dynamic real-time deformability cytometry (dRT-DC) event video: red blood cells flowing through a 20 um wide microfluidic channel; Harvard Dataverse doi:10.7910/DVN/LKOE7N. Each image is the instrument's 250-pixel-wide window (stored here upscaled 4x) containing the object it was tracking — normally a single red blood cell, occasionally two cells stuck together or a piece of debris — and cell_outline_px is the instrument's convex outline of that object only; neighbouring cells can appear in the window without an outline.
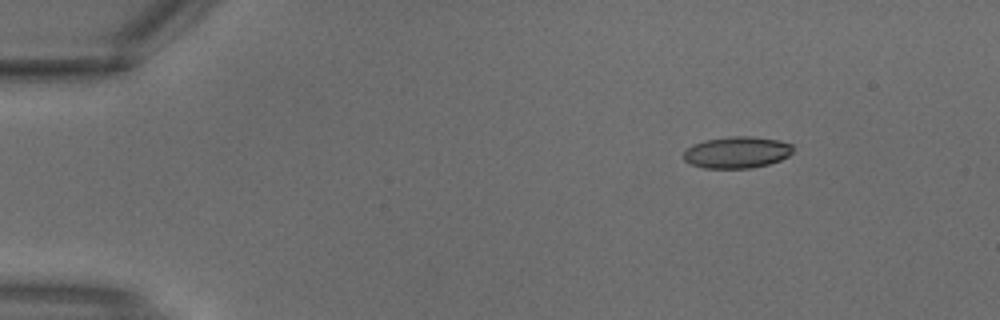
{"species": "common noctule bat (a hibernating species)", "species_latin": "Nyctalus noctula", "temperature_condition": "warm", "stored_images_in_passage": 2, "camera_frame_rate_fps": 3000, "um_per_image_px": 0.085, "animal": {"sex": "male", "body_mass_g": 18.8}, "frame": {"image": 1, "passage_image": 1, "time_ms": 0.0, "image_size_px": [1000, 320], "cell_outline_px": [[792, 152], [788, 156], [780, 160], [768, 164], [752, 168], [704, 168], [692, 164], [684, 160], [684, 152], [692, 144], [704, 140], [732, 136], [752, 136], [776, 140], [792, 144]], "centroid_in_image_um": [62.63, 12.95], "position_along_channel_um": 22.4, "area_um2": 20.06}}